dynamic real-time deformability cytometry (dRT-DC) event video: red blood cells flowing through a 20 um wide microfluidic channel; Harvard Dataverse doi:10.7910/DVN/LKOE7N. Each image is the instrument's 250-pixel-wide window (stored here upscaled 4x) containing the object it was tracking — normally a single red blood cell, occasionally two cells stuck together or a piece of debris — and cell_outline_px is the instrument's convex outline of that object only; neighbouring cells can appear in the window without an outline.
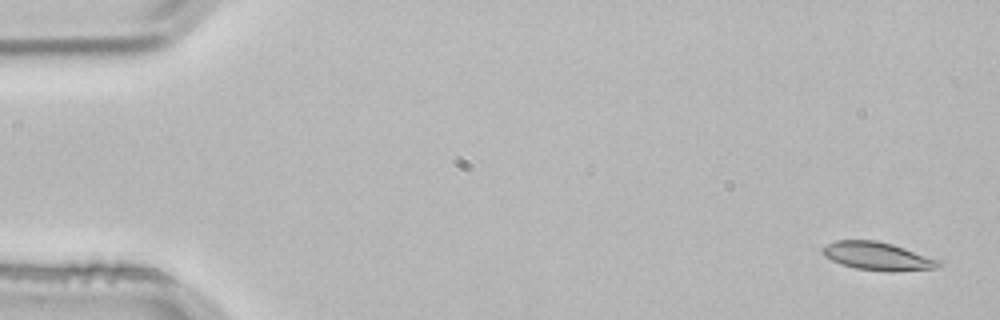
{"species": "common noctule bat (a hibernating species)", "species_latin": "Nyctalus noctula", "temperature_condition": "room temperature", "stored_images_in_passage": 4, "camera_frame_rate_fps": 3000, "um_per_image_px": 0.085, "animal": {"sex": "male", "body_mass_g": 21.5, "forearm_length_mm": 52.0}, "frame": {"image": 1, "passage_image": 1, "time_ms": 0.0, "image_size_px": [1000, 320], "cell_outline_px": [[944, 264], [936, 268], [892, 272], [856, 268], [840, 264], [824, 256], [820, 252], [820, 248], [824, 244], [836, 240], [876, 240], [892, 244], [944, 260]], "centroid_in_image_um": [74.61, 21.77], "position_along_channel_um": 10.4, "area_um2": 19.48}}